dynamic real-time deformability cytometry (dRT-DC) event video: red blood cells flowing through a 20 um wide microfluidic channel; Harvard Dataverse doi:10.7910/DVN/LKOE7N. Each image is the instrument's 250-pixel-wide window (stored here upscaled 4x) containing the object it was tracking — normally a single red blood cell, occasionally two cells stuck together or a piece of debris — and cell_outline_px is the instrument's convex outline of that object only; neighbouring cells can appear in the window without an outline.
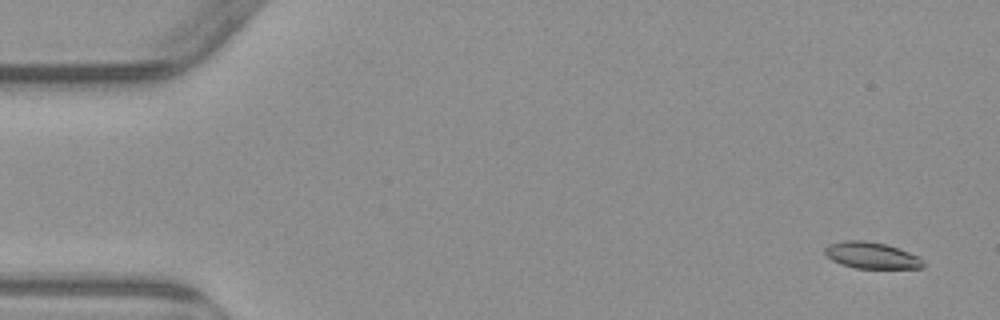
{"species": "common noctule bat (a hibernating species)", "species_latin": "Nyctalus noctula", "temperature_condition": "warm", "stored_images_in_passage": 4, "camera_frame_rate_fps": 3000, "um_per_image_px": 0.085, "animal": {"sex": "male", "body_mass_g": 23.1, "forearm_length_mm": 52.7}, "frame": {"image": 1, "passage_image": 1, "time_ms": 0.0, "image_size_px": [1000, 320], "cell_outline_px": [[924, 268], [856, 268], [840, 264], [832, 260], [824, 252], [824, 248], [828, 244], [844, 240], [864, 240], [884, 244], [908, 252], [916, 256], [924, 264]], "centroid_in_image_um": [74.01, 21.7], "position_along_channel_um": 11.0, "area_um2": 14.91}}